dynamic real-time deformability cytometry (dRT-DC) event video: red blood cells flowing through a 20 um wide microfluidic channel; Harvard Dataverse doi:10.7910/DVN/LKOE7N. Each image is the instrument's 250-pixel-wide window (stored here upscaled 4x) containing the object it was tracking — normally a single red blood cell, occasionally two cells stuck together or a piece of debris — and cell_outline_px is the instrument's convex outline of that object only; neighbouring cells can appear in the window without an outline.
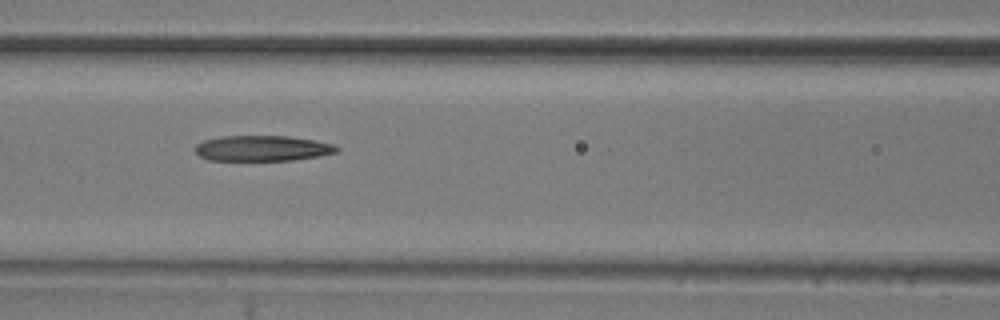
{"species": "common noctule bat (a hibernating species)", "species_latin": "Nyctalus noctula", "temperature_condition": "room temperature", "stored_images_in_passage": 10, "camera_frame_rate_fps": 3000, "um_per_image_px": 0.085, "animal": {"sex": "male", "body_mass_g": 20.5, "forearm_length_mm": 52.5}, "frame": {"image": 1, "passage_image": 7, "time_ms": 2.0, "image_size_px": [1000, 320], "cell_outline_px": [[340, 148], [336, 152], [320, 156], [292, 160], [208, 160], [200, 156], [196, 152], [196, 144], [204, 140], [220, 136], [288, 136], [336, 144]], "centroid_in_image_um": [22.31, 12.6], "position_along_channel_um": 144.3, "area_um2": 21.04}}
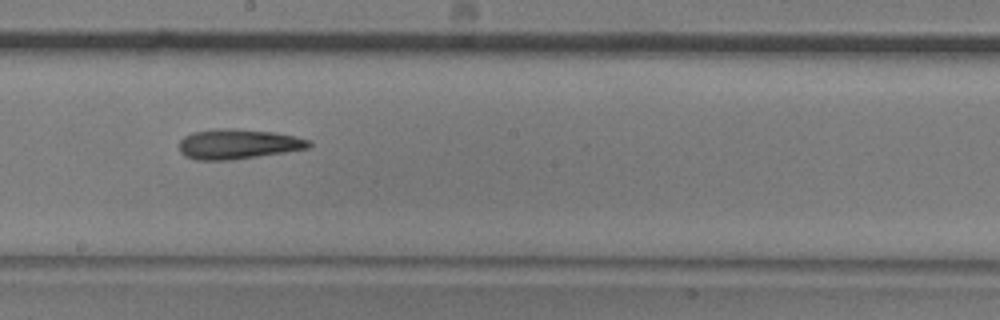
{"frame": {"image": 2, "passage_image": 9, "time_ms": 2.667, "image_size_px": [1000, 320], "cell_outline_px": [[312, 144], [308, 148], [284, 152], [232, 160], [196, 160], [184, 156], [180, 152], [180, 140], [184, 136], [192, 132], [216, 128], [236, 128], [272, 132], [296, 136], [312, 140]], "centroid_in_image_um": [20.22, 12.24], "position_along_channel_um": 228.0, "area_um2": 22.83}}
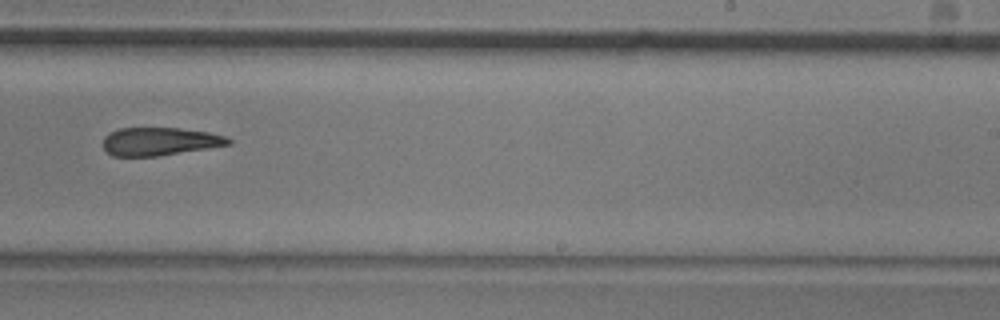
{"frame": {"image": 3, "passage_image": 10, "time_ms": 3.0, "image_size_px": [1000, 320], "cell_outline_px": [[232, 144], [156, 156], [112, 156], [104, 148], [104, 136], [120, 128], [180, 128], [208, 132], [224, 136], [232, 140]], "centroid_in_image_um": [13.58, 12.02], "position_along_channel_um": 275.4, "area_um2": 20.23}}